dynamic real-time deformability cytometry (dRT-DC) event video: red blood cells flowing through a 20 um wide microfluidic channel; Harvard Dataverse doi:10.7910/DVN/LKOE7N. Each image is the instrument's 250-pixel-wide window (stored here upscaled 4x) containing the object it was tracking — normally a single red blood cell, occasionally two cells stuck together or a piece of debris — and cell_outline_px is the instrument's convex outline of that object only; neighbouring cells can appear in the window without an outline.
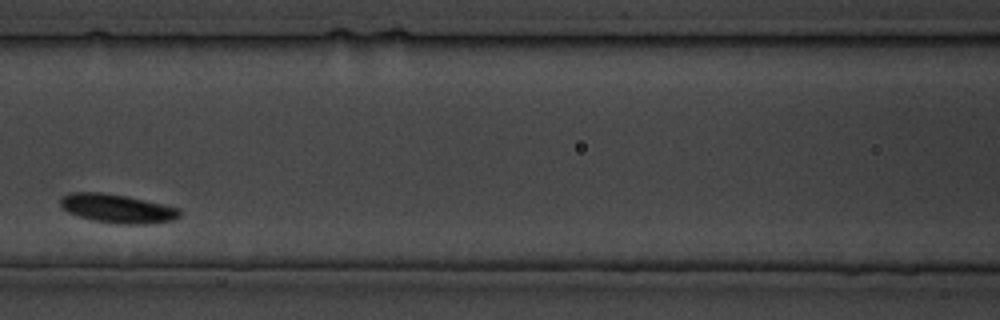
{"species": "common noctule bat (a hibernating species)", "species_latin": "Nyctalus noctula", "temperature_condition": "cold", "stored_images_in_passage": 15, "camera_frame_rate_fps": 3000, "um_per_image_px": 0.085, "animal": {"sex": "male", "body_mass_g": 19.5, "forearm_length_mm": 54.6}, "frame": {"image": 1, "passage_image": 6, "time_ms": 6.667, "image_size_px": [1000, 320], "cell_outline_px": [[180, 216], [172, 220], [144, 224], [120, 224], [92, 220], [68, 212], [60, 204], [60, 200], [64, 196], [72, 192], [104, 192], [128, 196], [180, 208]], "centroid_in_image_um": [9.99, 17.72], "position_along_channel_um": 156.6, "area_um2": 19.88}}
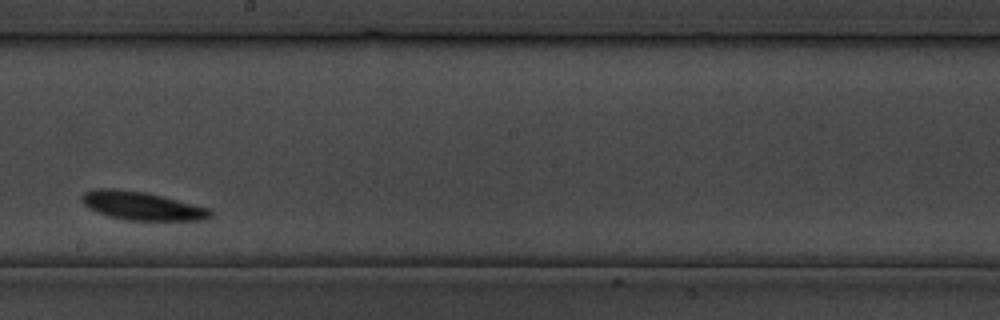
{"frame": {"image": 2, "passage_image": 11, "time_ms": 12.333, "image_size_px": [1000, 320], "cell_outline_px": [[212, 216], [208, 220], [124, 220], [108, 216], [88, 208], [80, 200], [80, 196], [84, 192], [92, 188], [116, 188], [144, 192], [212, 208]], "centroid_in_image_um": [12.05, 17.49], "position_along_channel_um": 236.2, "area_um2": 21.56}}
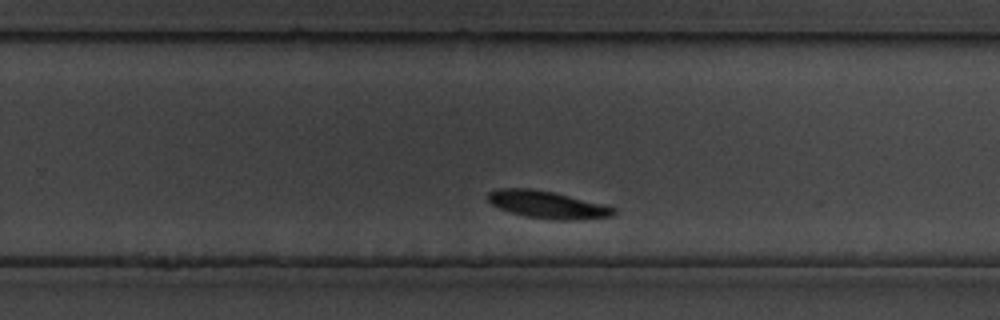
{"frame": {"image": 3, "passage_image": 14, "time_ms": 15.667, "image_size_px": [1000, 320], "cell_outline_px": [[616, 212], [612, 216], [576, 220], [556, 220], [524, 216], [500, 208], [492, 204], [488, 200], [488, 192], [500, 188], [532, 188], [552, 192], [604, 204], [616, 208]], "centroid_in_image_um": [46.55, 17.4], "position_along_channel_um": 283.3, "area_um2": 19.94}}